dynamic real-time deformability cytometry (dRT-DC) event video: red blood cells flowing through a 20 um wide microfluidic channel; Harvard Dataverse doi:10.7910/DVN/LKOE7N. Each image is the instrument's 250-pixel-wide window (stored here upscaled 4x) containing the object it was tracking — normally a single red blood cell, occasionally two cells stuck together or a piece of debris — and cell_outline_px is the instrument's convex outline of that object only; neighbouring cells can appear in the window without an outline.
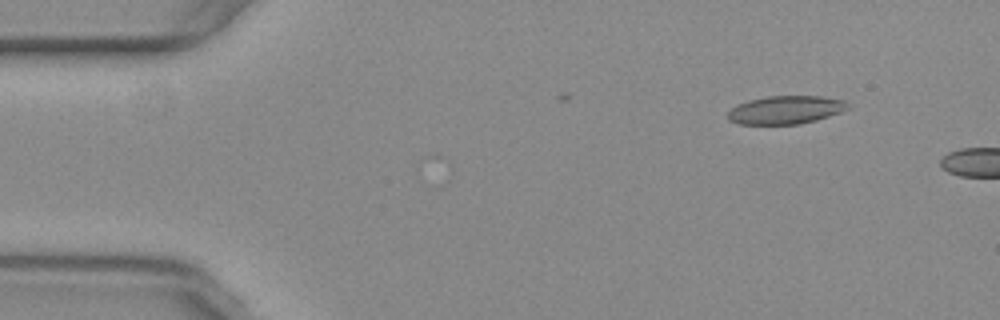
{"species": "common noctule bat (a hibernating species)", "species_latin": "Nyctalus noctula", "temperature_condition": "warm", "stored_images_in_passage": 3, "camera_frame_rate_fps": 3000, "um_per_image_px": 0.085, "animal": {"sex": "female", "body_mass_g": 29.2, "forearm_length_mm": 56.3}, "frame": {"image": 1, "passage_image": 3, "time_ms": 0.667, "image_size_px": [1000, 320], "cell_outline_px": [[852, 104], [848, 108], [840, 112], [816, 120], [796, 124], [740, 124], [728, 120], [728, 112], [732, 108], [748, 100], [768, 96], [820, 96], [844, 100]], "centroid_in_image_um": [66.8, 9.33], "position_along_channel_um": 18.2, "area_um2": 19.59}}